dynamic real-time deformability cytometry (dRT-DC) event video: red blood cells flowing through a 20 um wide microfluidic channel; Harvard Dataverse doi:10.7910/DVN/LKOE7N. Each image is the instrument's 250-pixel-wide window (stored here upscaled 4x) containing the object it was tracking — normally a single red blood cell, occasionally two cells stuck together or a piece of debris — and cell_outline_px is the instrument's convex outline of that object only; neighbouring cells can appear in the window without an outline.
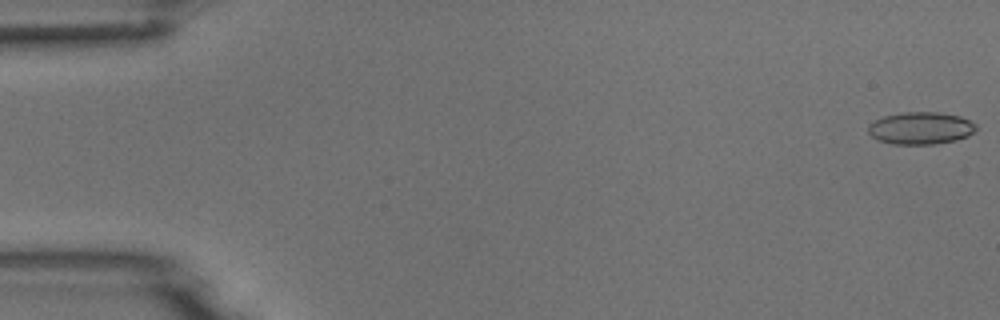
{"species": "common noctule bat (a hibernating species)", "species_latin": "Nyctalus noctula", "temperature_condition": "room temperature", "stored_images_in_passage": 5, "camera_frame_rate_fps": 3000, "um_per_image_px": 0.085, "animal": {"sex": "male", "body_mass_g": 18.8}, "frame": {"image": 1, "passage_image": 1, "time_ms": 0.0, "image_size_px": [1000, 320], "cell_outline_px": [[976, 128], [968, 136], [956, 140], [936, 144], [892, 144], [876, 140], [868, 132], [868, 124], [884, 116], [904, 112], [940, 112], [960, 116], [976, 124]], "centroid_in_image_um": [78.24, 10.89], "position_along_channel_um": 6.8, "area_um2": 20.35}}
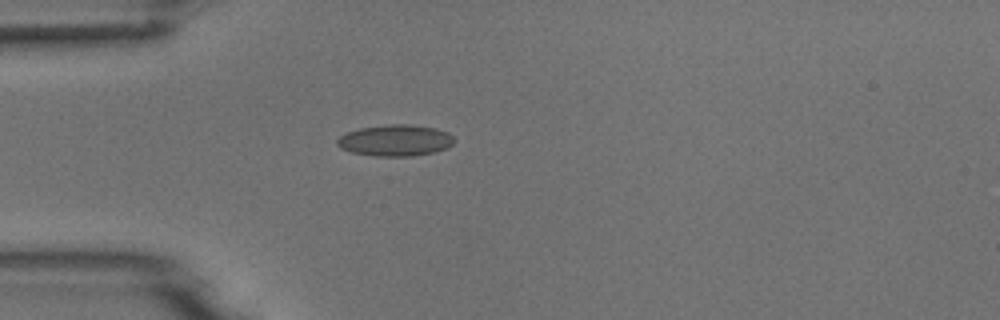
{"frame": {"image": 2, "passage_image": 5, "time_ms": 4.667, "image_size_px": [1000, 320], "cell_outline_px": [[456, 140], [448, 148], [436, 152], [412, 156], [376, 156], [352, 152], [340, 148], [336, 144], [336, 140], [340, 136], [348, 132], [360, 128], [388, 124], [408, 124], [436, 128], [448, 132]], "centroid_in_image_um": [33.63, 11.93], "position_along_channel_um": 51.4, "area_um2": 21.5}}